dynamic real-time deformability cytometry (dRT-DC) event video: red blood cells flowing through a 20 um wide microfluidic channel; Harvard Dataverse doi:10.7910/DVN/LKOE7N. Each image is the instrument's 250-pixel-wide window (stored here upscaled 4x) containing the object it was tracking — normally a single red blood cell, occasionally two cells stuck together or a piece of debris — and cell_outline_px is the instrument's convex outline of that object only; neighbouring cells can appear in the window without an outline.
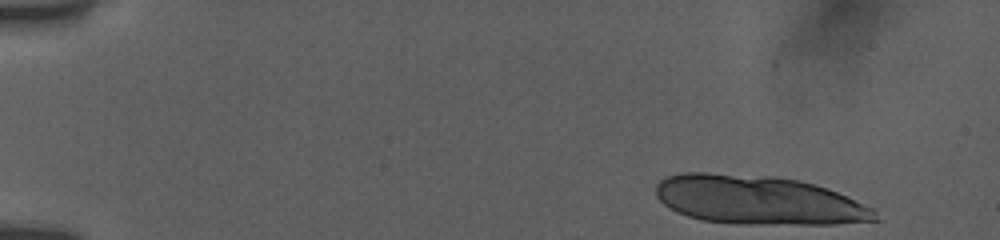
{"species": "human", "species_latin": "Homo sapiens", "temperature_condition": "room temperature", "stored_images_in_passage": 9, "camera_frame_rate_fps": 3000, "um_per_image_px": 0.085, "donor": {"sex": "female"}, "frame": {"image": 1, "passage_image": 1, "time_ms": 0.0, "image_size_px": [1000, 240], "cell_outline_px": [[880, 220], [836, 224], [736, 224], [700, 220], [676, 212], [668, 208], [656, 196], [656, 184], [664, 176], [684, 172], [708, 172], [772, 176], [800, 180], [828, 188], [876, 208]], "centroid_in_image_um": [64.47, 17.01], "position_along_channel_um": 20.5, "area_um2": 63.35}}